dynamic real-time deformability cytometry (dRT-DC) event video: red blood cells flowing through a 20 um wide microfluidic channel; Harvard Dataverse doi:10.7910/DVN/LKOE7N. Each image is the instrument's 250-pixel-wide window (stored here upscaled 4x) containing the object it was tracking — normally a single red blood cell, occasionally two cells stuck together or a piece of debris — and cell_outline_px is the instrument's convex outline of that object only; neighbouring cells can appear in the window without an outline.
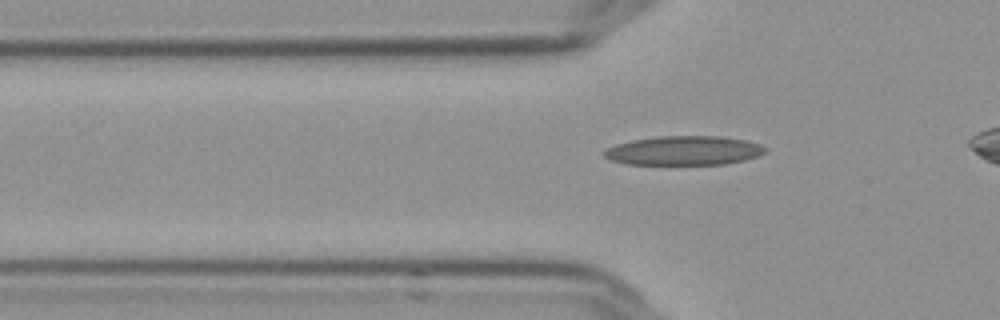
{"species": "Egyptian fruit bat (a non-hibernating species)", "species_latin": "Rousettus aegyptiacus", "temperature_condition": "cold", "stored_images_in_passage": 34, "camera_frame_rate_fps": 3000, "um_per_image_px": 0.085, "frame": {"image": 1, "passage_image": 2, "time_ms": 0.333, "image_size_px": [1000, 320], "cell_outline_px": [[768, 148], [764, 152], [756, 156], [744, 160], [724, 164], [624, 164], [612, 160], [604, 156], [604, 152], [608, 148], [616, 144], [632, 140], [656, 136], [720, 136], [744, 140], [760, 144]], "centroid_in_image_um": [58.13, 12.79], "position_along_channel_um": 67.7, "area_um2": 27.22}}
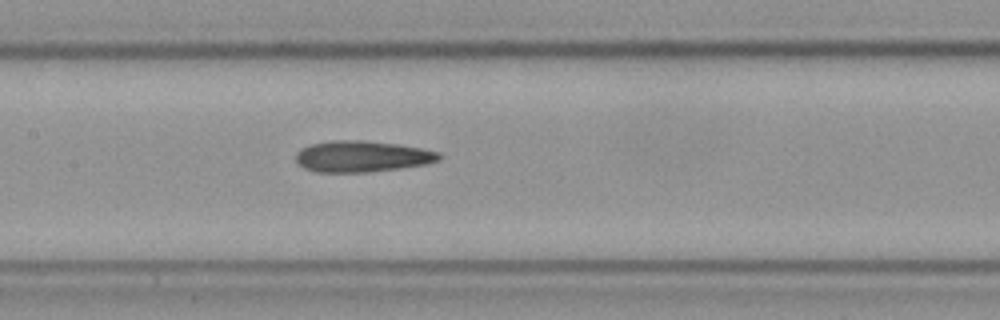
{"frame": {"image": 2, "passage_image": 11, "time_ms": 3.333, "image_size_px": [1000, 320], "cell_outline_px": [[444, 156], [440, 160], [428, 164], [400, 168], [368, 172], [316, 172], [304, 168], [296, 160], [296, 152], [300, 148], [312, 144], [332, 140], [364, 140], [396, 144], [424, 148], [440, 152]], "centroid_in_image_um": [30.82, 13.29], "position_along_channel_um": 176.6, "area_um2": 26.3}}
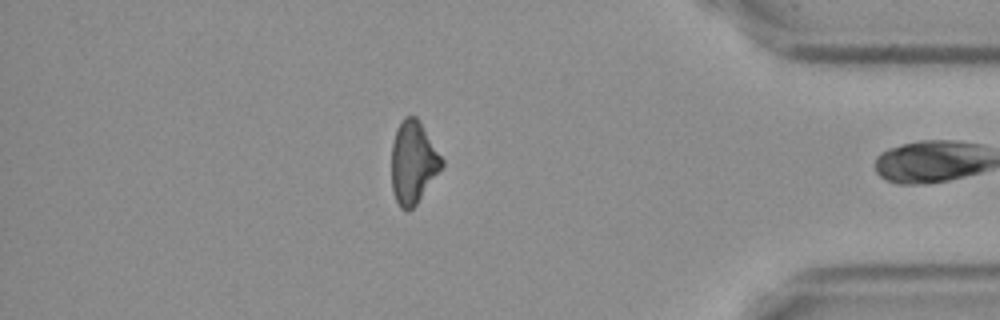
{"frame": {"image": 3, "passage_image": 32, "time_ms": 10.333, "image_size_px": [1000, 320], "cell_outline_px": [[444, 164], [416, 204], [408, 212], [400, 208], [392, 192], [392, 144], [396, 132], [404, 116], [416, 116], [444, 160]], "centroid_in_image_um": [35.11, 13.83], "position_along_channel_um": 400.1, "area_um2": 23.81}, "authors_computed_cell_mechanics": {"area_um2": 25.143, "velocity_mm_per_s": 3.6331, "shape_relaxation_time_tau1_ms": null, "shape_relaxation_time_tau2_ms": 5.7028, "deformation_change_tau1": null, "deformation_change_tau2": 0.1671}}